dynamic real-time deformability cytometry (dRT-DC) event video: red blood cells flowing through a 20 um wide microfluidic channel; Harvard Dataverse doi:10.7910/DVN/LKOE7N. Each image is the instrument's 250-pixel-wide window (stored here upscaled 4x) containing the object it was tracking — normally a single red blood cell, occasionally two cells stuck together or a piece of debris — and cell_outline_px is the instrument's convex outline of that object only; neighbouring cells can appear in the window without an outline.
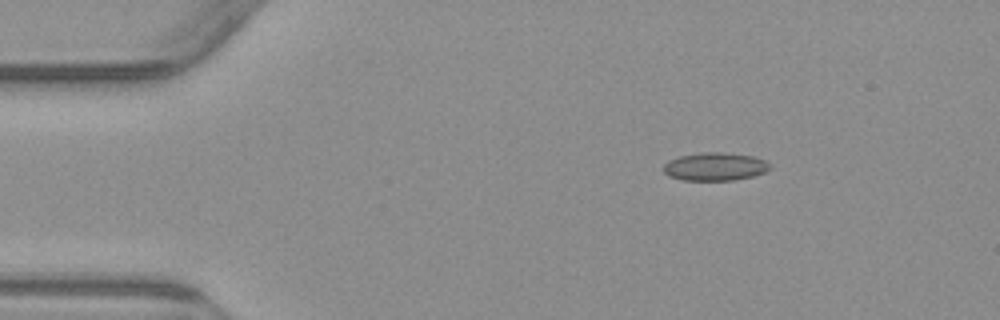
{"species": "common noctule bat (a hibernating species)", "species_latin": "Nyctalus noctula", "temperature_condition": "warm", "stored_images_in_passage": 3, "camera_frame_rate_fps": 3000, "um_per_image_px": 0.085, "animal": {"sex": "male", "body_mass_g": 23.1, "forearm_length_mm": 52.7}, "frame": {"image": 1, "passage_image": 1, "time_ms": 0.0, "image_size_px": [1000, 320], "cell_outline_px": [[772, 168], [764, 172], [752, 176], [732, 180], [684, 180], [668, 176], [664, 172], [664, 164], [668, 160], [680, 156], [700, 152], [724, 152], [756, 156], [772, 164]], "centroid_in_image_um": [60.8, 14.15], "position_along_channel_um": 24.2, "area_um2": 17.57}}